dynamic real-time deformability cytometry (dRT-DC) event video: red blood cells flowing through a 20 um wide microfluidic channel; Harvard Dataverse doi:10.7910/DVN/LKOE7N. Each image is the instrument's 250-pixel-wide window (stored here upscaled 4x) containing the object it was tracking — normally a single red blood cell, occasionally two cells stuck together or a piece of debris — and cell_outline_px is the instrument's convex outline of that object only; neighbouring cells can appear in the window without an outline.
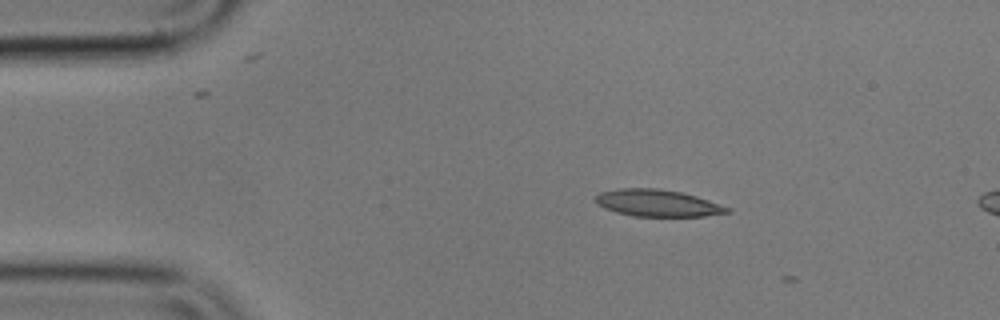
{"species": "common noctule bat (a hibernating species)", "species_latin": "Nyctalus noctula", "temperature_condition": "cold", "stored_images_in_passage": 5, "camera_frame_rate_fps": 3000, "um_per_image_px": 0.085, "animal": {"sex": "male", "body_mass_g": 17.9}, "frame": {"image": 1, "passage_image": 4, "time_ms": 1.0, "image_size_px": [1000, 320], "cell_outline_px": [[732, 212], [704, 216], [632, 216], [616, 212], [604, 208], [596, 204], [596, 196], [600, 192], [620, 188], [660, 188], [680, 192], [696, 196], [732, 208]], "centroid_in_image_um": [55.9, 17.26], "position_along_channel_um": 29.1, "area_um2": 20.69}}